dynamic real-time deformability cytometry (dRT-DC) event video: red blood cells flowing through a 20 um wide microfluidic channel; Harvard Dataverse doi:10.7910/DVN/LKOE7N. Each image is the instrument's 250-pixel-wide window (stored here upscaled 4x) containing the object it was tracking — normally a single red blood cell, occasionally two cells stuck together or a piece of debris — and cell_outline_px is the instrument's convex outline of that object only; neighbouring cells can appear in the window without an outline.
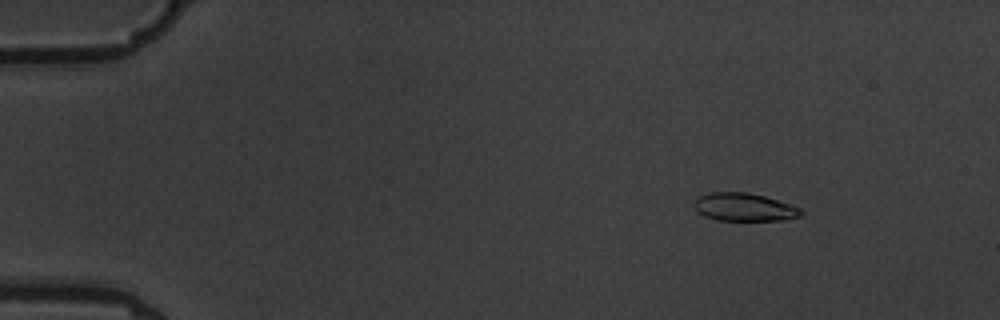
{"species": "common noctule bat (a hibernating species)", "species_latin": "Nyctalus noctula", "temperature_condition": "warm", "stored_images_in_passage": 5, "camera_frame_rate_fps": 3000, "um_per_image_px": 0.085, "animal": {"sex": "male", "body_mass_g": 19.5, "forearm_length_mm": 54.6}, "frame": {"image": 1, "passage_image": 2, "time_ms": 1.0, "image_size_px": [1000, 320], "cell_outline_px": [[804, 212], [800, 216], [788, 220], [716, 220], [704, 216], [696, 212], [692, 204], [692, 200], [696, 196], [712, 192], [748, 192], [764, 196], [800, 208]], "centroid_in_image_um": [63.18, 17.6], "position_along_channel_um": 21.8, "area_um2": 17.69}}